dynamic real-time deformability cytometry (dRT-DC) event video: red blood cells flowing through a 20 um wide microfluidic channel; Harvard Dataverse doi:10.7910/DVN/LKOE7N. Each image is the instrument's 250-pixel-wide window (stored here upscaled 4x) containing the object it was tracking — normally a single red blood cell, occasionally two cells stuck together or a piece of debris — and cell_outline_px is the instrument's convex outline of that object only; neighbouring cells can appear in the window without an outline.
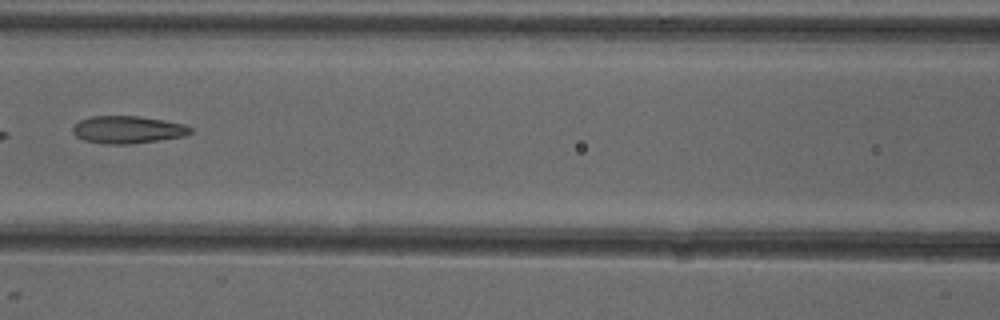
{"species": "common noctule bat (a hibernating species)", "species_latin": "Nyctalus noctula", "temperature_condition": "cold", "stored_images_in_passage": 7, "camera_frame_rate_fps": 3000, "um_per_image_px": 0.085, "animal": {"sex": "female"}, "frame": {"image": 1, "passage_image": 7, "time_ms": 7.0, "image_size_px": [1000, 320], "cell_outline_px": [[192, 132], [184, 136], [128, 144], [104, 144], [84, 140], [76, 136], [72, 132], [72, 128], [80, 120], [92, 116], [140, 116], [164, 120], [184, 124], [192, 128]], "centroid_in_image_um": [10.84, 11.01], "position_along_channel_um": 155.8, "area_um2": 18.73}}